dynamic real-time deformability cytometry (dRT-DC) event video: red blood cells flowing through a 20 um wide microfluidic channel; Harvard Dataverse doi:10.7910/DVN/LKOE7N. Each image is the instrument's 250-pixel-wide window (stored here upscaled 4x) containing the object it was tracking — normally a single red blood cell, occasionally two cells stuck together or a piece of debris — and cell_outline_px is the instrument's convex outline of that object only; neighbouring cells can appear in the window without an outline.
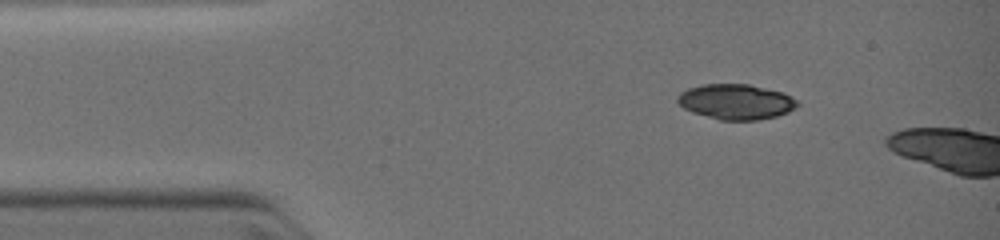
{"species": "common noctule bat (a hibernating species)", "species_latin": "Nyctalus noctula", "temperature_condition": "warm", "stored_images_in_passage": 2, "camera_frame_rate_fps": 3000, "um_per_image_px": 0.085, "animal": {"sex": "female", "body_mass_g": 19.0, "forearm_length_mm": 51.5}, "frame": {"image": 1, "passage_image": 1, "time_ms": 0.0, "image_size_px": [1000, 240], "cell_outline_px": [[800, 104], [796, 108], [788, 112], [776, 116], [756, 120], [720, 120], [692, 112], [684, 108], [676, 100], [676, 96], [680, 92], [688, 88], [704, 84], [748, 84], [784, 92], [796, 100]], "centroid_in_image_um": [62.56, 8.64], "position_along_channel_um": 22.4, "area_um2": 24.68}}